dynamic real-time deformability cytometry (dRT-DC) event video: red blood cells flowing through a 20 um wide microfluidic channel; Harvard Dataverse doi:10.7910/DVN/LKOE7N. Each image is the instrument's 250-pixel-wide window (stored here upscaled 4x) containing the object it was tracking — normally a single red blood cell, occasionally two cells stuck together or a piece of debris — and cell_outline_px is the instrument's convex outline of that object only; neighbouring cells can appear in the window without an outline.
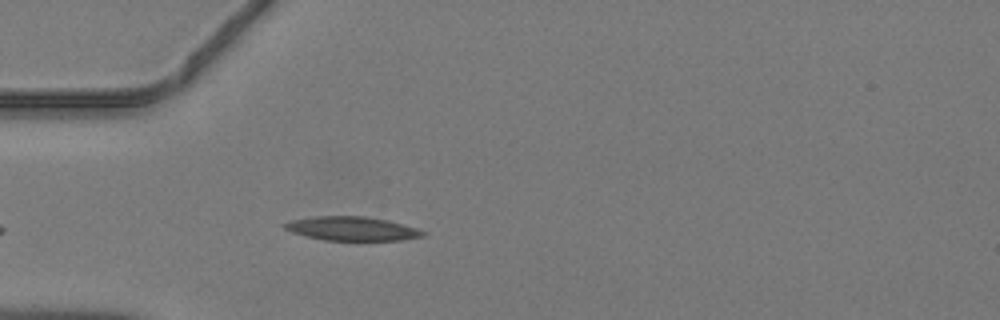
{"species": "common noctule bat (a hibernating species)", "species_latin": "Nyctalus noctula", "temperature_condition": "warm", "stored_images_in_passage": 6, "camera_frame_rate_fps": 3000, "um_per_image_px": 0.085, "animal": {"sex": "male", "body_mass_g": 19.2, "forearm_length_mm": 51.8}, "frame": {"image": 1, "passage_image": 2, "time_ms": 0.333, "image_size_px": [1000, 320], "cell_outline_px": [[424, 236], [400, 240], [324, 240], [292, 232], [284, 228], [284, 224], [292, 220], [316, 216], [364, 216], [384, 220], [416, 228], [424, 232]], "centroid_in_image_um": [29.89, 19.43], "position_along_channel_um": 55.1, "area_um2": 18.79}}